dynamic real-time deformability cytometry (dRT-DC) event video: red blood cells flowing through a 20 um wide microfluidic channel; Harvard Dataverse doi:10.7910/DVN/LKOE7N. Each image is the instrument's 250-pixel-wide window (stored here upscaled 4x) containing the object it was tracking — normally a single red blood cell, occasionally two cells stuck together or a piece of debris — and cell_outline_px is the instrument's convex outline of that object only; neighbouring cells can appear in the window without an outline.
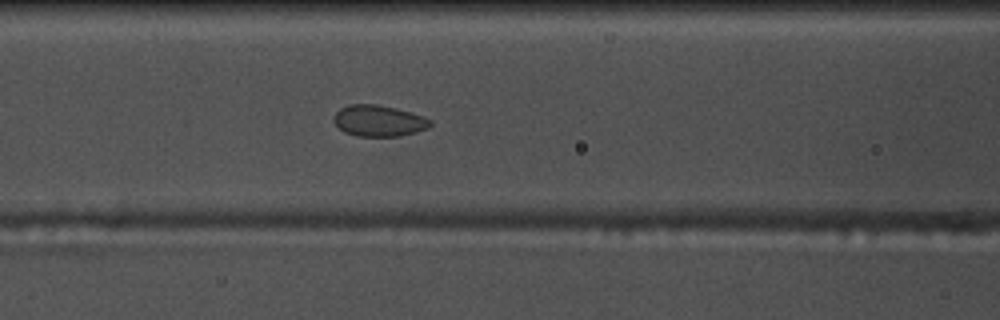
{"species": "common noctule bat (a hibernating species)", "species_latin": "Nyctalus noctula", "temperature_condition": "warm", "stored_images_in_passage": 43, "camera_frame_rate_fps": 3000, "um_per_image_px": 0.085, "animal": {"sex": "male", "body_mass_g": 17.5, "forearm_length_mm": 52.3}, "frame": {"image": 1, "passage_image": 19, "time_ms": 6.0, "image_size_px": [1000, 320], "cell_outline_px": [[432, 124], [428, 128], [416, 132], [400, 136], [356, 136], [344, 132], [332, 120], [336, 112], [340, 108], [348, 104], [376, 104], [396, 108], [412, 112], [424, 116], [432, 120]], "centroid_in_image_um": [32.21, 10.26], "position_along_channel_um": 134.4, "area_um2": 17.74}}
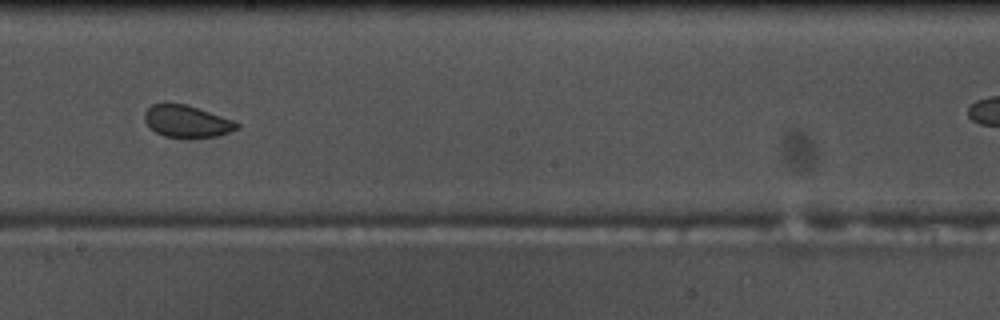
{"frame": {"image": 2, "passage_image": 27, "time_ms": 8.667, "image_size_px": [1000, 320], "cell_outline_px": [[240, 128], [216, 136], [188, 140], [164, 136], [156, 132], [144, 120], [144, 112], [152, 104], [188, 104], [232, 120], [240, 124]], "centroid_in_image_um": [15.89, 10.35], "position_along_channel_um": 232.3, "area_um2": 17.46}}
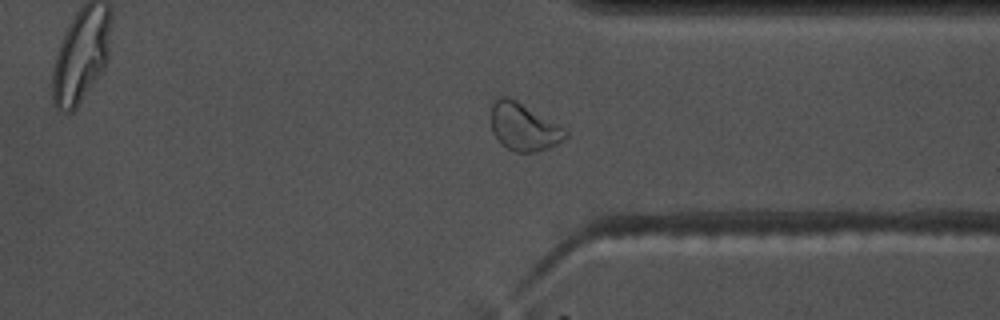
{"frame": {"image": 3, "passage_image": 38, "time_ms": 12.333, "image_size_px": [1000, 320], "cell_outline_px": [[568, 136], [556, 144], [548, 148], [536, 152], [516, 152], [500, 144], [496, 140], [492, 132], [492, 104], [500, 96], [508, 96], [516, 100], [564, 128], [568, 132]], "centroid_in_image_um": [44.49, 10.8], "position_along_channel_um": 366.9, "area_um2": 20.4}}